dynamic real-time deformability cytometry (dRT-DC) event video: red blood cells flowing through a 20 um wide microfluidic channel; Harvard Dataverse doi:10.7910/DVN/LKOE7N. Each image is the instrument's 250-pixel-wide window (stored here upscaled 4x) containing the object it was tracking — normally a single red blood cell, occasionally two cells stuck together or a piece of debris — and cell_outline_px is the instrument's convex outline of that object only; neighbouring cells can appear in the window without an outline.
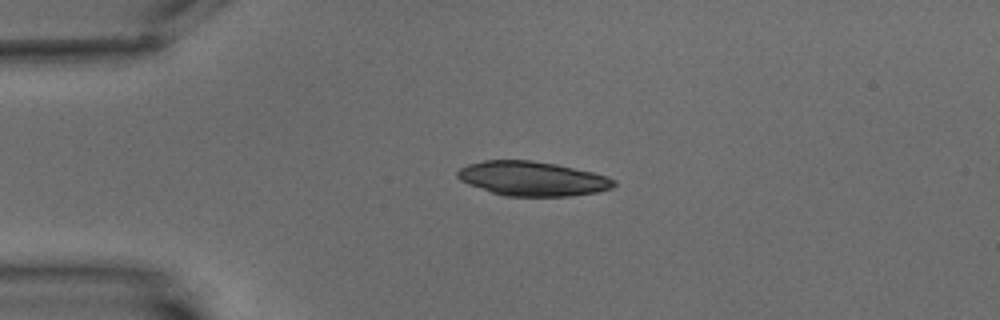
{"species": "common noctule bat (a hibernating species)", "species_latin": "Nyctalus noctula", "temperature_condition": "warm", "stored_images_in_passage": 1, "camera_frame_rate_fps": 3000, "um_per_image_px": 0.085, "animal": {"sex": "male", "body_mass_g": 15.6}, "frame": {"image": 1, "passage_image": 1, "time_ms": 0.0, "image_size_px": [1000, 320], "cell_outline_px": [[616, 184], [612, 188], [596, 192], [568, 196], [504, 196], [468, 184], [460, 180], [456, 176], [456, 172], [460, 168], [468, 164], [484, 160], [532, 160], [556, 164], [592, 172], [608, 176], [616, 180]], "centroid_in_image_um": [45.25, 15.18], "position_along_channel_um": 39.8, "area_um2": 31.39}}